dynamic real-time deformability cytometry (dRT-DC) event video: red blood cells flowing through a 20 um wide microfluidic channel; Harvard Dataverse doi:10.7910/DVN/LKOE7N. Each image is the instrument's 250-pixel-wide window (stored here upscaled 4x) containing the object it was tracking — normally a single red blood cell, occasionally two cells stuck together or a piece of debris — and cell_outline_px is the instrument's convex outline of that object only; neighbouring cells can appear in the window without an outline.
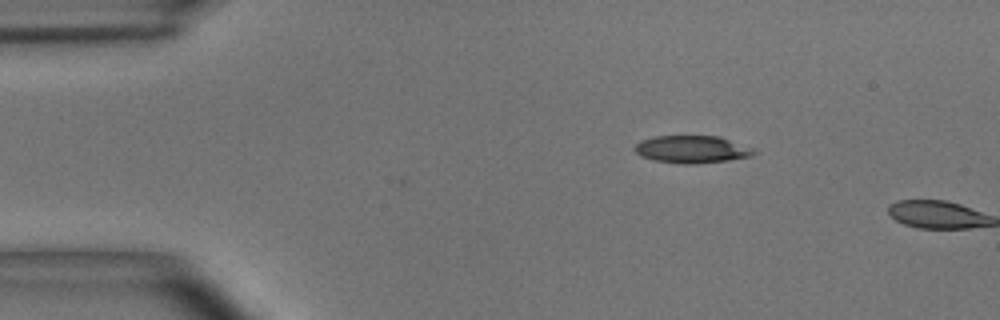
{"species": "common noctule bat (a hibernating species)", "species_latin": "Nyctalus noctula", "temperature_condition": "room temperature", "stored_images_in_passage": 2, "camera_frame_rate_fps": 3000, "um_per_image_px": 0.085, "animal": {"sex": "male", "body_mass_g": 15.6}, "frame": {"image": 1, "passage_image": 1, "time_ms": 0.0, "image_size_px": [1000, 320], "cell_outline_px": [[756, 152], [752, 156], [728, 160], [696, 164], [684, 164], [652, 160], [640, 156], [632, 148], [640, 140], [656, 136], [720, 136]], "centroid_in_image_um": [58.71, 12.7], "position_along_channel_um": 26.3, "area_um2": 18.84}}